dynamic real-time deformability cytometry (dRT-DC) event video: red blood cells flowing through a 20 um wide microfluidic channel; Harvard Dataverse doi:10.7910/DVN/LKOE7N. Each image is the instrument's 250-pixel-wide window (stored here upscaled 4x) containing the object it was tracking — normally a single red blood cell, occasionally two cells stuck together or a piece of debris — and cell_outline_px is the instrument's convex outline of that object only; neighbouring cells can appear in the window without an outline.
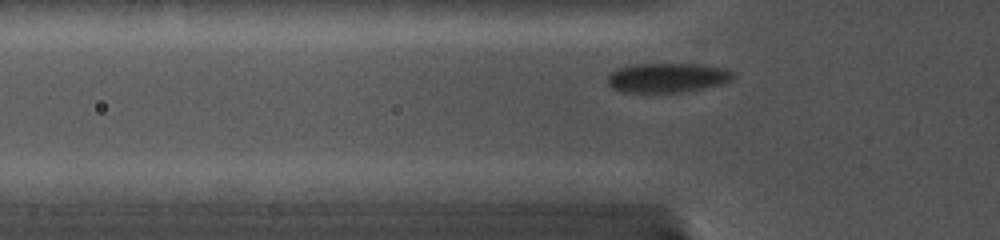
{"species": "common noctule bat (a hibernating species)", "species_latin": "Nyctalus noctula", "temperature_condition": "cold", "stored_images_in_passage": 51, "camera_frame_rate_fps": 5000, "um_per_image_px": 0.085, "animal": {"sex": "female", "body_mass_g": 19.0, "forearm_length_mm": 56.7}, "frame": {"image": 1, "passage_image": 2, "time_ms": 0.2, "image_size_px": [1000, 240], "cell_outline_px": [[732, 76], [728, 80], [716, 84], [700, 88], [680, 92], [624, 92], [612, 88], [608, 84], [608, 72], [616, 68], [628, 64], [700, 64], [720, 68], [732, 72]], "centroid_in_image_um": [56.56, 6.59], "position_along_channel_um": 69.2, "area_um2": 21.15}}
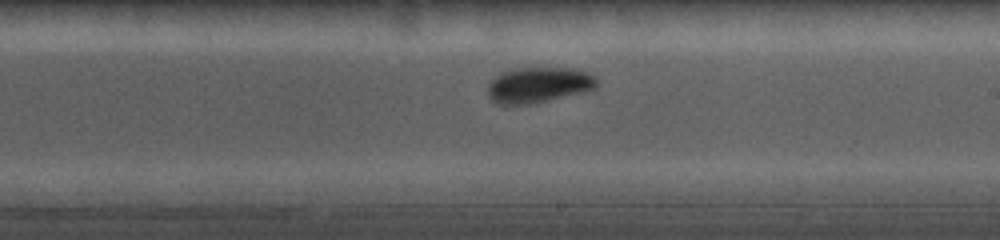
{"frame": {"image": 2, "passage_image": 25, "time_ms": 4.8, "image_size_px": [1000, 240], "cell_outline_px": [[596, 84], [592, 88], [528, 104], [500, 104], [492, 100], [488, 92], [488, 88], [492, 80], [500, 72], [516, 68], [568, 68], [588, 72], [596, 76]], "centroid_in_image_um": [45.72, 7.19], "position_along_channel_um": 243.3, "area_um2": 21.73}}
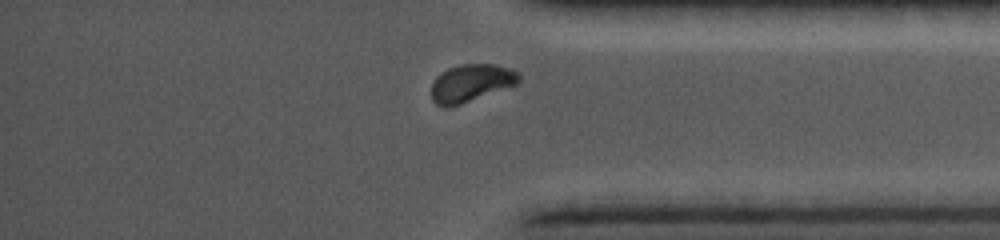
{"frame": {"image": 3, "passage_image": 45, "time_ms": 8.8, "image_size_px": [1000, 240], "cell_outline_px": [[520, 80], [516, 84], [460, 104], [436, 104], [432, 100], [432, 84], [436, 76], [448, 68], [460, 64], [496, 64], [512, 68], [520, 72]], "centroid_in_image_um": [40.08, 7.0], "position_along_channel_um": 395.1, "area_um2": 18.79}}